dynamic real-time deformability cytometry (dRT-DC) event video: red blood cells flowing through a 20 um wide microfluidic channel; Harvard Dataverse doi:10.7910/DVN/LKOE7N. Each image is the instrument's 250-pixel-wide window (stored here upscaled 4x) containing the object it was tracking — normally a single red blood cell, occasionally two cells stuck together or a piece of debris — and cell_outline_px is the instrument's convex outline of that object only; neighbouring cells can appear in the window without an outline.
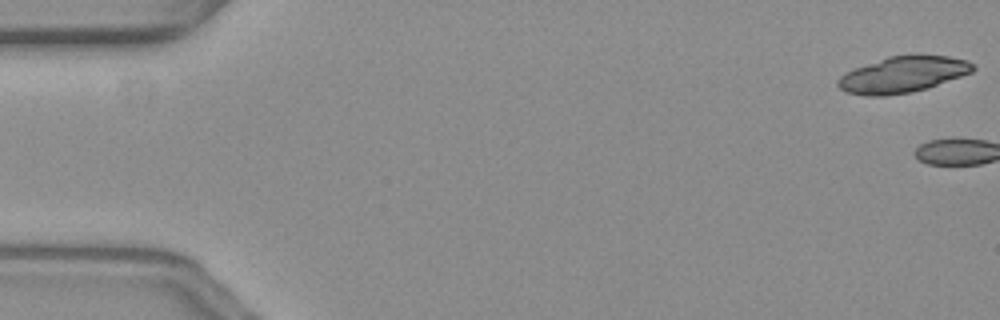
{"species": "common noctule bat (a hibernating species)", "species_latin": "Nyctalus noctula", "temperature_condition": "warm", "stored_images_in_passage": 3, "camera_frame_rate_fps": 3000, "um_per_image_px": 0.085, "animal": {"sex": "female", "body_mass_g": 19.3, "forearm_length_mm": 54.1}, "frame": {"image": 1, "passage_image": 1, "time_ms": 0.0, "image_size_px": [1000, 320], "cell_outline_px": [[976, 68], [972, 72], [928, 88], [912, 92], [884, 96], [868, 96], [844, 92], [836, 84], [836, 80], [840, 76], [856, 68], [888, 56], [916, 52], [920, 52], [948, 56], [968, 60]], "centroid_in_image_um": [76.77, 6.3], "position_along_channel_um": 8.2, "area_um2": 29.02}}